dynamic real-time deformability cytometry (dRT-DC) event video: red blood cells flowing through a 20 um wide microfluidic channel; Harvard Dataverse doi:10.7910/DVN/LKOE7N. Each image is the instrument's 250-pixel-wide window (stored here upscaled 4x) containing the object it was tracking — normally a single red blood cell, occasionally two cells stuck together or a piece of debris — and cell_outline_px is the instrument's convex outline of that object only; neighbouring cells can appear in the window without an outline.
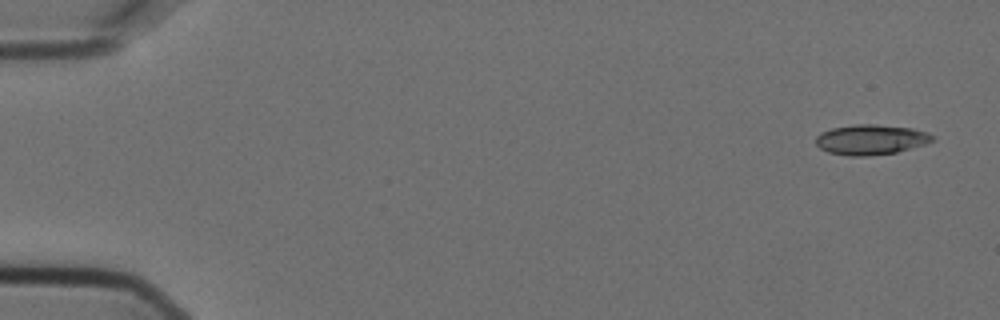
{"species": "Egyptian fruit bat (a non-hibernating species)", "species_latin": "Rousettus aegyptiacus", "temperature_condition": "cold", "stored_images_in_passage": 4, "camera_frame_rate_fps": 3000, "um_per_image_px": 0.085, "animal": {"sex": "female"}, "frame": {"image": 1, "passage_image": 1, "time_ms": 0.0, "image_size_px": [1000, 320], "cell_outline_px": [[936, 140], [924, 144], [896, 152], [864, 156], [848, 156], [828, 152], [820, 148], [816, 144], [816, 136], [820, 132], [832, 128], [856, 124], [876, 124], [912, 128], [928, 132], [936, 136]], "centroid_in_image_um": [74.04, 11.86], "position_along_channel_um": 11.0, "area_um2": 20.58}}
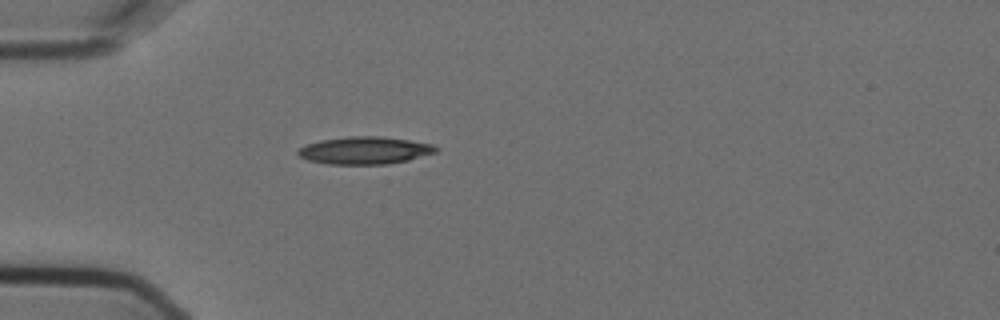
{"frame": {"image": 2, "passage_image": 4, "time_ms": 1.0, "image_size_px": [1000, 320], "cell_outline_px": [[440, 148], [436, 152], [408, 160], [388, 164], [328, 164], [308, 160], [300, 156], [296, 152], [300, 148], [308, 144], [320, 140], [348, 136], [380, 136], [408, 140], [432, 144]], "centroid_in_image_um": [31.01, 12.78], "position_along_channel_um": 54.0, "area_um2": 21.96}}